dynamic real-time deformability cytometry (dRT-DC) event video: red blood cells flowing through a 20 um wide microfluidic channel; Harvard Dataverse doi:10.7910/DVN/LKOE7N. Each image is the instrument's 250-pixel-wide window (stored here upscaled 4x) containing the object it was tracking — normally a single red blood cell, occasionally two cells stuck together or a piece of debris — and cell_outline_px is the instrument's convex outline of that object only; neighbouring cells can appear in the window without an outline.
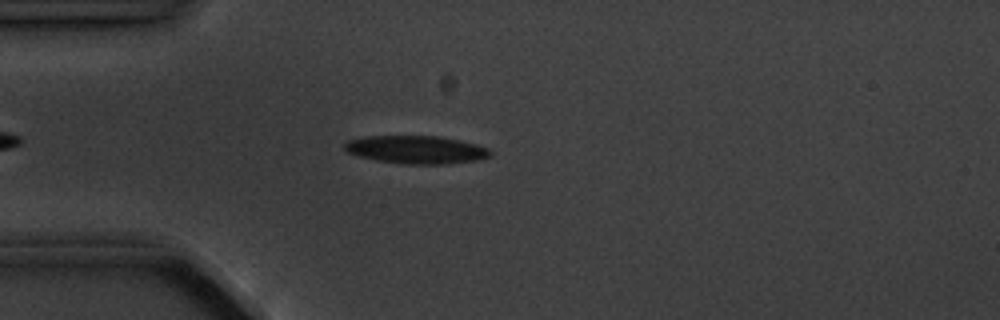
{"species": "common noctule bat (a hibernating species)", "species_latin": "Nyctalus noctula", "temperature_condition": "cold", "stored_images_in_passage": 5, "camera_frame_rate_fps": 3000, "um_per_image_px": 0.085, "animal": {"sex": "male", "body_mass_g": 20.1, "forearm_length_mm": 53.5}, "frame": {"image": 1, "passage_image": 4, "time_ms": 3.667, "image_size_px": [1000, 320], "cell_outline_px": [[492, 156], [480, 160], [444, 164], [408, 164], [376, 160], [360, 156], [348, 152], [344, 148], [344, 144], [348, 140], [364, 136], [440, 136], [460, 140], [476, 144], [488, 148], [492, 152]], "centroid_in_image_um": [35.42, 12.72], "position_along_channel_um": 49.6, "area_um2": 23.81}}